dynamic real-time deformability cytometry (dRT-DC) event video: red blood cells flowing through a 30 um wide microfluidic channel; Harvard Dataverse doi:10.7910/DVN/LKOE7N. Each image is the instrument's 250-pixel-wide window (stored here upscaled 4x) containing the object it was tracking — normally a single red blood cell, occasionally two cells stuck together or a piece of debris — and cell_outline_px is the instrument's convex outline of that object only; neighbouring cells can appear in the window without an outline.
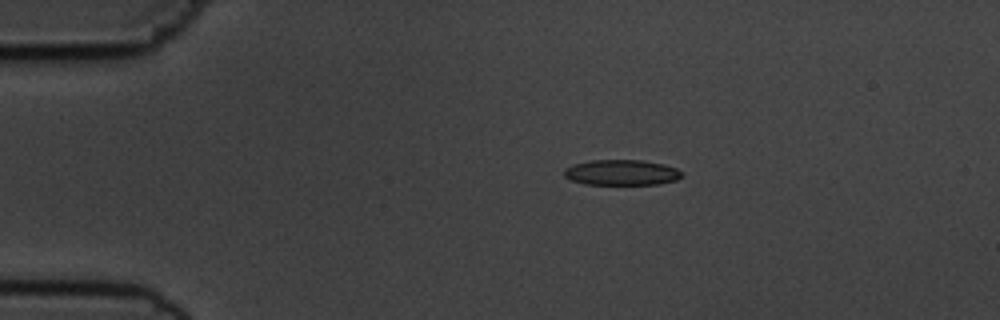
{"species": "common noctule bat (a hibernating species)", "species_latin": "Nyctalus noctula", "temperature_condition": "cold", "stored_images_in_passage": 45, "camera_frame_rate_fps": 3000, "um_per_image_px": 0.085, "animal": {"sex": "male", "body_mass_g": 19.5, "forearm_length_mm": 54.6}, "frame": {"image": 1, "passage_image": 1, "time_ms": 0.0, "image_size_px": [1000, 320], "cell_outline_px": [[684, 176], [676, 180], [660, 184], [584, 184], [572, 180], [564, 176], [564, 168], [572, 164], [592, 160], [640, 160], [664, 164], [676, 168]], "centroid_in_image_um": [52.82, 14.66], "position_along_channel_um": 32.2, "area_um2": 17.51}}
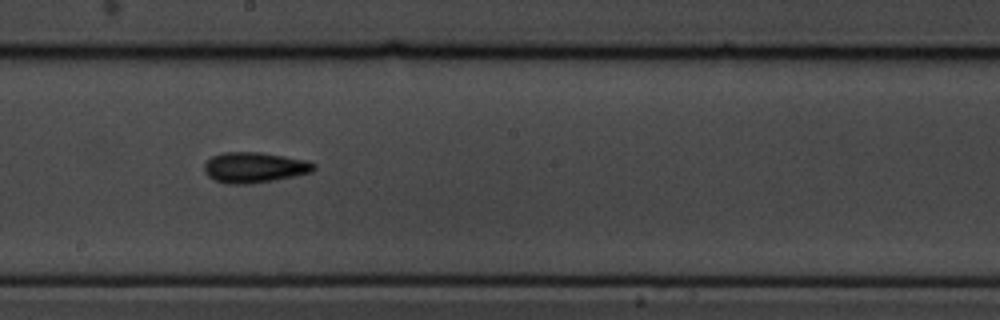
{"frame": {"image": 2, "passage_image": 21, "time_ms": 6.667, "image_size_px": [1000, 320], "cell_outline_px": [[316, 168], [312, 172], [272, 180], [248, 184], [228, 184], [216, 180], [208, 176], [204, 172], [204, 164], [212, 156], [220, 152], [260, 152], [308, 160], [316, 164]], "centroid_in_image_um": [21.62, 14.22], "position_along_channel_um": 226.6, "area_um2": 19.48}}
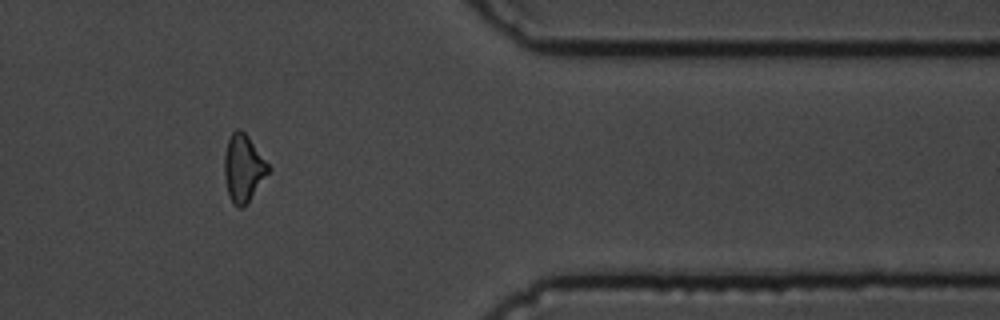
{"frame": {"image": 3, "passage_image": 36, "time_ms": 11.667, "image_size_px": [1000, 320], "cell_outline_px": [[272, 168], [248, 204], [240, 208], [232, 200], [228, 192], [224, 176], [224, 156], [228, 140], [232, 132], [236, 128], [240, 128], [248, 136]], "centroid_in_image_um": [20.71, 14.28], "position_along_channel_um": 390.7, "area_um2": 17.28}, "authors_computed_cell_mechanics": {"area_um2": 17.5712, "velocity_mm_per_s": 3.6605, "shape_relaxation_time_tau1_ms": 5.6338, "shape_relaxation_time_tau2_ms": null, "deformation_change_tau1": 0.132, "deformation_change_tau2": null}}